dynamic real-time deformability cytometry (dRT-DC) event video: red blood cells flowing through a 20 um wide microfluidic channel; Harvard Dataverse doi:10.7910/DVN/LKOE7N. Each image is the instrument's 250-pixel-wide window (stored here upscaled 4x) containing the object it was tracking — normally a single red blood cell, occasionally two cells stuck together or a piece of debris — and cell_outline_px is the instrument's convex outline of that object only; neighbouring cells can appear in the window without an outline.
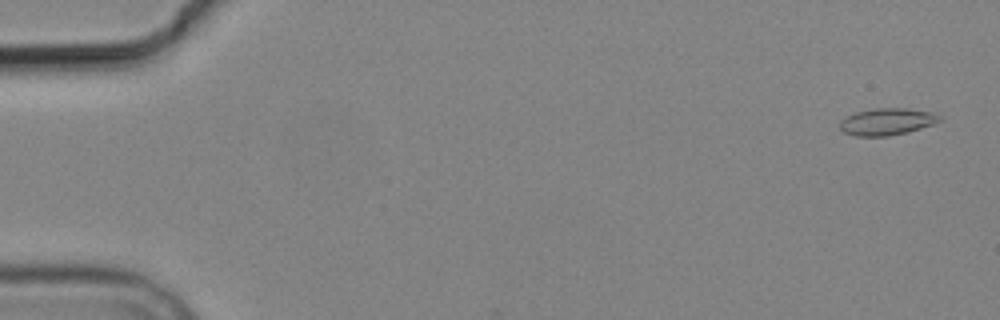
{"species": "common noctule bat (a hibernating species)", "species_latin": "Nyctalus noctula", "temperature_condition": "cold", "stored_images_in_passage": 3, "camera_frame_rate_fps": 3000, "um_per_image_px": 0.085, "animal": {"sex": "male", "body_mass_g": 19.2, "forearm_length_mm": 51.8}, "frame": {"image": 1, "passage_image": 1, "time_ms": 0.0, "image_size_px": [1000, 320], "cell_outline_px": [[940, 120], [932, 124], [908, 132], [888, 136], [856, 136], [844, 132], [840, 128], [840, 120], [856, 112], [876, 108], [904, 108], [928, 112], [940, 116]], "centroid_in_image_um": [75.34, 10.35], "position_along_channel_um": 9.7, "area_um2": 15.32}}